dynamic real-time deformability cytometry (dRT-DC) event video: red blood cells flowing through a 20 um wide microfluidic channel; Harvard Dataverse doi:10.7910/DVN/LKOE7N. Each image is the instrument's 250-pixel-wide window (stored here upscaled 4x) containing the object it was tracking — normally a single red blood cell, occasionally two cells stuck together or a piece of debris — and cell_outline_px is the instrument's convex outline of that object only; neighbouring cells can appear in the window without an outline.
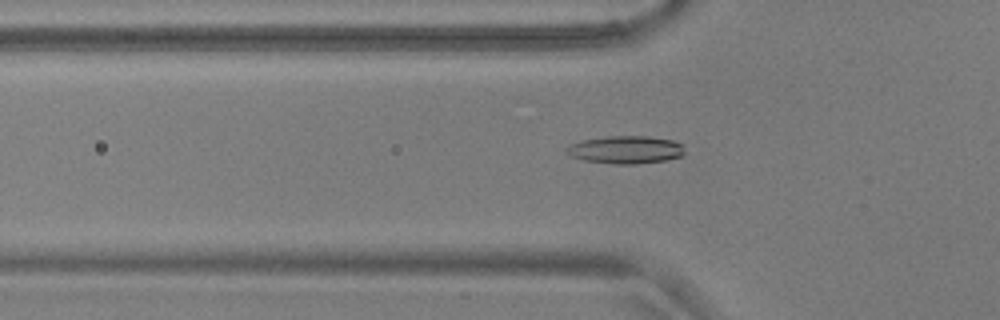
{"species": "common noctule bat (a hibernating species)", "species_latin": "Nyctalus noctula", "temperature_condition": "warm", "stored_images_in_passage": 43, "camera_frame_rate_fps": 3000, "um_per_image_px": 0.085, "animal": {"sex": "male", "body_mass_g": 17.9, "forearm_length_mm": 54.2}, "frame": {"image": 1, "passage_image": 6, "time_ms": 1.667, "image_size_px": [1000, 320], "cell_outline_px": [[684, 152], [680, 156], [664, 160], [636, 164], [616, 164], [584, 160], [572, 156], [564, 148], [568, 144], [584, 140], [608, 136], [648, 136], [672, 140], [680, 144]], "centroid_in_image_um": [53.15, 12.72], "position_along_channel_um": 72.7, "area_um2": 18.84}}
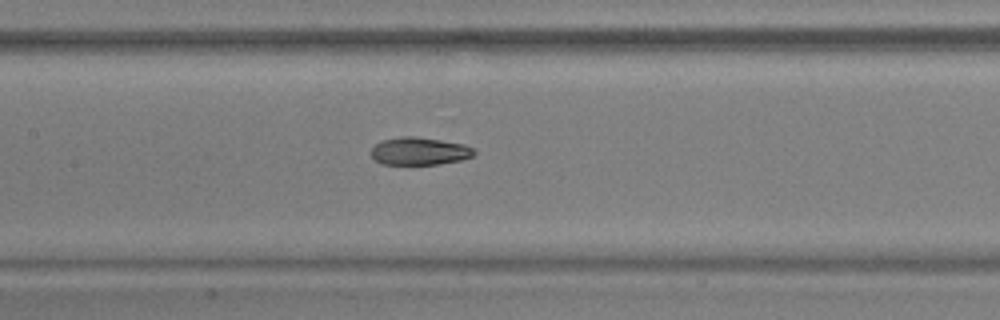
{"frame": {"image": 2, "passage_image": 14, "time_ms": 4.333, "image_size_px": [1000, 320], "cell_outline_px": [[476, 152], [472, 156], [460, 160], [436, 164], [380, 164], [372, 156], [372, 148], [376, 144], [384, 140], [404, 136], [412, 136], [440, 140], [464, 144], [472, 148]], "centroid_in_image_um": [35.65, 12.85], "position_along_channel_um": 171.7, "area_um2": 16.3}}
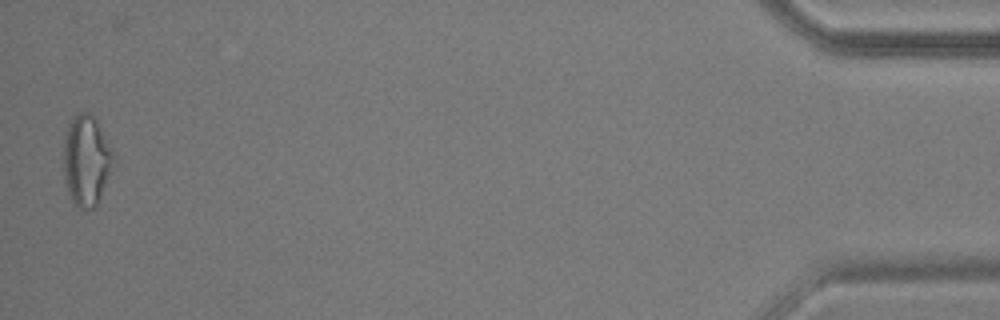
{"frame": {"image": 3, "passage_image": 42, "time_ms": 13.667, "image_size_px": [1000, 320], "cell_outline_px": [[116, 160], [100, 196], [96, 204], [92, 208], [76, 208], [72, 200], [68, 188], [64, 172], [64, 144], [68, 124], [76, 112], [88, 112], [96, 120]], "centroid_in_image_um": [7.34, 13.62], "position_along_channel_um": 427.9, "area_um2": 25.72}, "authors_computed_cell_mechanics": {"area_um2": 17.629, "velocity_mm_per_s": 3.6761, "shape_relaxation_time_tau1_ms": null, "shape_relaxation_time_tau2_ms": 2.2996, "deformation_change_tau1": null, "deformation_change_tau2": 0.0901}}